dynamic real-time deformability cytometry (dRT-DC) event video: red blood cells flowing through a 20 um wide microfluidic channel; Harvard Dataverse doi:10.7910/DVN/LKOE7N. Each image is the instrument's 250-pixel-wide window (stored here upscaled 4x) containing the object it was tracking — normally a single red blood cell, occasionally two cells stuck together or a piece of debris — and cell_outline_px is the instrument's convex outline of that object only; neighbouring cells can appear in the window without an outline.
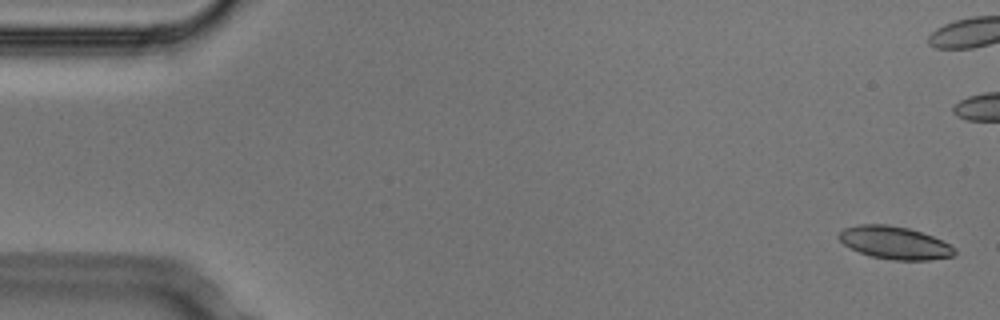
{"species": "Egyptian fruit bat (a non-hibernating species)", "species_latin": "Rousettus aegyptiacus", "temperature_condition": "cold", "stored_images_in_passage": 8, "camera_frame_rate_fps": 3000, "um_per_image_px": 0.085, "animal": {"sex": "male"}, "frame": {"image": 1, "passage_image": 1, "time_ms": 0.0, "image_size_px": [1000, 320], "cell_outline_px": [[956, 256], [928, 260], [896, 260], [872, 256], [860, 252], [844, 244], [836, 236], [844, 228], [860, 224], [884, 224], [908, 228], [932, 236], [956, 248]], "centroid_in_image_um": [76.06, 20.63], "position_along_channel_um": 8.9, "area_um2": 21.85}}